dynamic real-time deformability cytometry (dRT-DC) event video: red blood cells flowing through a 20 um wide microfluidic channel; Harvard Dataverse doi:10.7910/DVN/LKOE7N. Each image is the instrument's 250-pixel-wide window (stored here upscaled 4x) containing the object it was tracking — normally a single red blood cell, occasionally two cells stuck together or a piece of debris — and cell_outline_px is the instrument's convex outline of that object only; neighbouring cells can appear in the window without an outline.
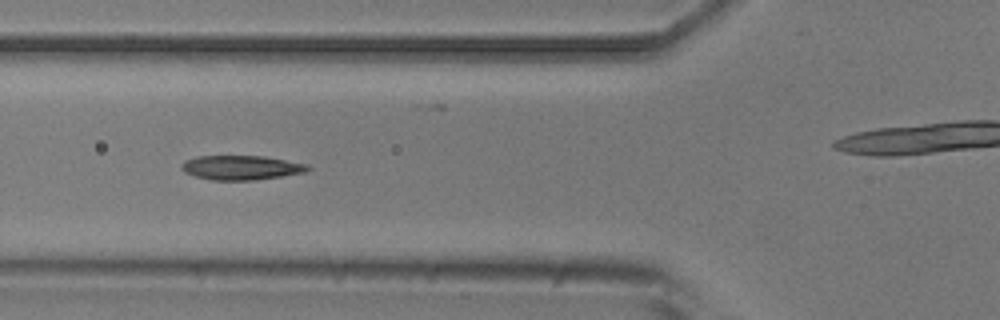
{"species": "common noctule bat (a hibernating species)", "species_latin": "Nyctalus noctula", "temperature_condition": "room temperature", "stored_images_in_passage": 7, "camera_frame_rate_fps": 3000, "um_per_image_px": 0.085, "animal": {"sex": "male", "body_mass_g": 20.5, "forearm_length_mm": 52.5}, "frame": {"image": 1, "passage_image": 6, "time_ms": 5.667, "image_size_px": [1000, 320], "cell_outline_px": [[312, 168], [304, 172], [280, 176], [252, 180], [212, 180], [196, 176], [184, 172], [180, 168], [180, 164], [184, 160], [196, 156], [264, 156], [308, 164]], "centroid_in_image_um": [20.46, 14.24], "position_along_channel_um": 105.3, "area_um2": 17.92}}